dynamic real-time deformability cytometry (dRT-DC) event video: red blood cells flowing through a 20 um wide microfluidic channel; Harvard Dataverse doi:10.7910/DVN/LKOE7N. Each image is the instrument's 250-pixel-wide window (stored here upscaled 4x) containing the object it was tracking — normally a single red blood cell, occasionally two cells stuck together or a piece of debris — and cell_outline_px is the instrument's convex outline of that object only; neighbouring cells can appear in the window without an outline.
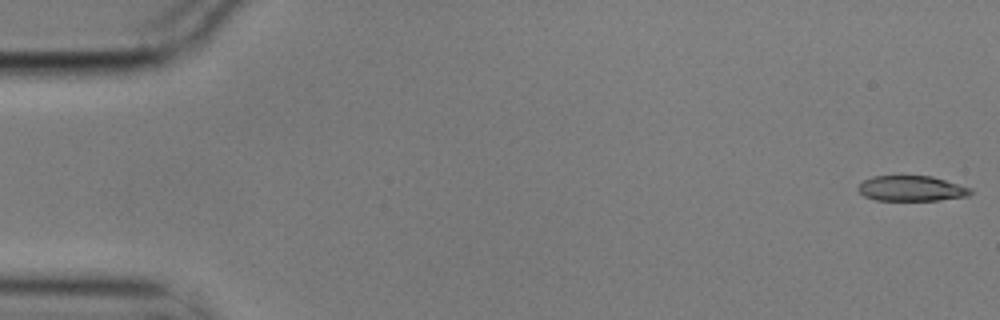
{"species": "common noctule bat (a hibernating species)", "species_latin": "Nyctalus noctula", "temperature_condition": "cold", "stored_images_in_passage": 6, "segment_of_instrument_passage": [1, 2], "camera_frame_rate_fps": 3000, "um_per_image_px": 0.085, "animal": {"sex": "male", "body_mass_g": 17.9}, "frame": {"image": 1, "passage_image": 1, "time_ms": 0.0, "image_size_px": [1000, 320], "cell_outline_px": [[972, 192], [968, 196], [940, 200], [876, 200], [864, 196], [856, 188], [864, 180], [872, 176], [932, 176], [972, 188]], "centroid_in_image_um": [77.48, 16.02], "position_along_channel_um": 7.5, "area_um2": 16.59}}
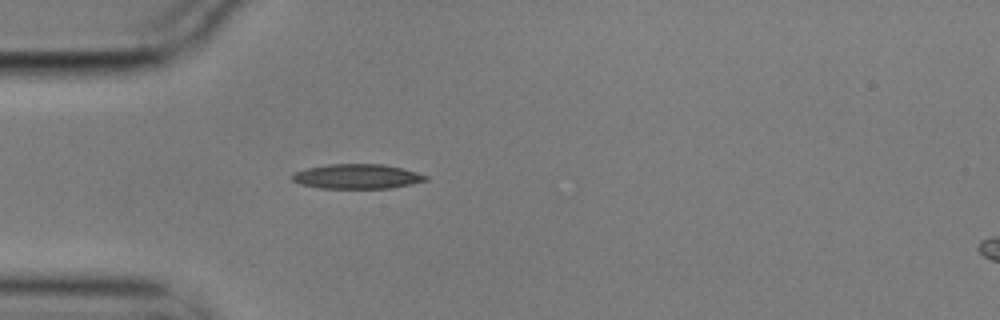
{"frame": {"image": 2, "passage_image": 5, "time_ms": 1.333, "image_size_px": [1000, 320], "cell_outline_px": [[428, 180], [412, 184], [388, 188], [320, 188], [300, 184], [292, 180], [288, 176], [296, 172], [308, 168], [328, 164], [380, 164], [400, 168], [416, 172], [428, 176]], "centroid_in_image_um": [30.32, 15.0], "position_along_channel_um": 54.7, "area_um2": 19.07}}